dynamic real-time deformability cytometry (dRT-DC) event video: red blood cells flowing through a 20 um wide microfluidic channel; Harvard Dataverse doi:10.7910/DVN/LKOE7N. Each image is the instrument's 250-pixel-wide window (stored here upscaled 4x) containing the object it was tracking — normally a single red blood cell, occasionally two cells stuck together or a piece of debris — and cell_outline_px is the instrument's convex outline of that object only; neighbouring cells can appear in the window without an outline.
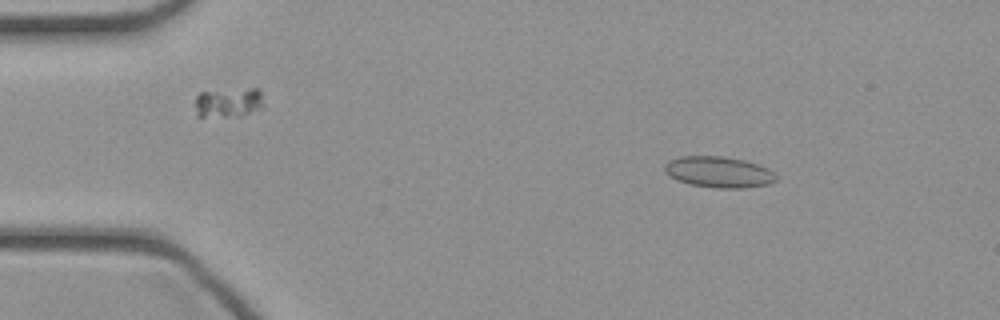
{"species": "common noctule bat (a hibernating species)", "species_latin": "Nyctalus noctula", "temperature_condition": "cold", "stored_images_in_passage": 45, "camera_frame_rate_fps": 3000, "um_per_image_px": 0.085, "animal": {"sex": "female", "body_mass_g": 21.9}, "frame": {"image": 1, "passage_image": 6, "time_ms": 1.667, "image_size_px": [1000, 320], "cell_outline_px": [[776, 180], [768, 184], [744, 188], [716, 188], [692, 184], [676, 180], [664, 172], [664, 164], [668, 160], [680, 156], [720, 156], [744, 160], [768, 168], [776, 176]], "centroid_in_image_um": [61.05, 14.62], "position_along_channel_um": 24.0, "area_um2": 20.11}}
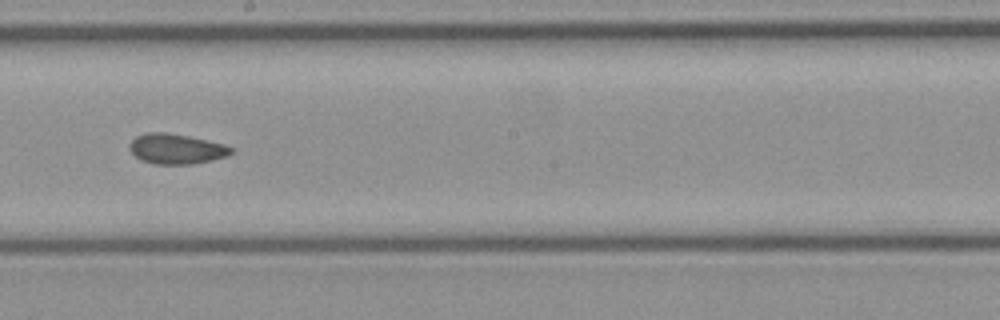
{"frame": {"image": 2, "passage_image": 25, "time_ms": 8.0, "image_size_px": [1000, 320], "cell_outline_px": [[236, 148], [228, 156], [212, 160], [192, 164], [156, 164], [140, 160], [128, 148], [128, 144], [136, 136], [144, 132], [164, 132], [188, 136], [208, 140], [224, 144]], "centroid_in_image_um": [14.99, 12.65], "position_along_channel_um": 233.2, "area_um2": 18.03}}
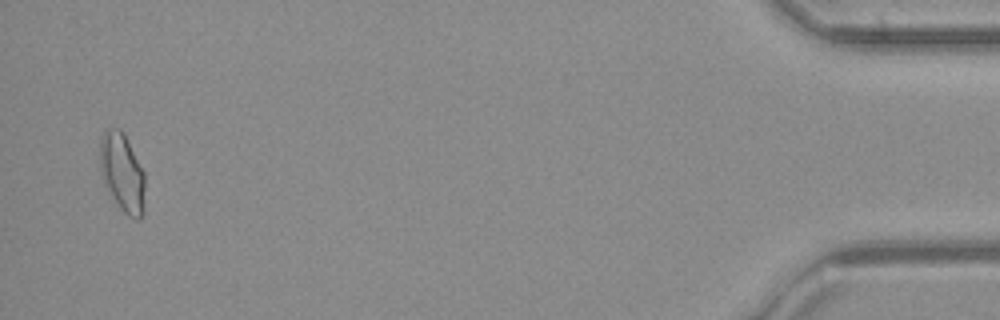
{"frame": {"image": 3, "passage_image": 44, "time_ms": 14.333, "image_size_px": [1000, 320], "cell_outline_px": [[144, 216], [140, 220], [136, 220], [128, 216], [120, 208], [108, 188], [100, 172], [100, 140], [104, 132], [108, 128], [120, 128], [144, 172]], "centroid_in_image_um": [10.41, 14.71], "position_along_channel_um": 424.8, "area_um2": 20.29}}